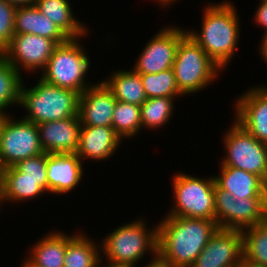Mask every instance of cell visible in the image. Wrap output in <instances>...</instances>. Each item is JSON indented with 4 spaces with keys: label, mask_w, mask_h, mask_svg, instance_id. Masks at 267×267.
Listing matches in <instances>:
<instances>
[{
    "label": "cell",
    "mask_w": 267,
    "mask_h": 267,
    "mask_svg": "<svg viewBox=\"0 0 267 267\" xmlns=\"http://www.w3.org/2000/svg\"><path fill=\"white\" fill-rule=\"evenodd\" d=\"M261 38L262 40L260 39V44H258V49L260 50L258 53L267 65V34H263Z\"/></svg>",
    "instance_id": "34"
},
{
    "label": "cell",
    "mask_w": 267,
    "mask_h": 267,
    "mask_svg": "<svg viewBox=\"0 0 267 267\" xmlns=\"http://www.w3.org/2000/svg\"><path fill=\"white\" fill-rule=\"evenodd\" d=\"M81 122L79 115L37 124L40 144L45 153H76Z\"/></svg>",
    "instance_id": "17"
},
{
    "label": "cell",
    "mask_w": 267,
    "mask_h": 267,
    "mask_svg": "<svg viewBox=\"0 0 267 267\" xmlns=\"http://www.w3.org/2000/svg\"><path fill=\"white\" fill-rule=\"evenodd\" d=\"M116 99L101 80L87 88L79 97L78 115L82 126L112 127Z\"/></svg>",
    "instance_id": "15"
},
{
    "label": "cell",
    "mask_w": 267,
    "mask_h": 267,
    "mask_svg": "<svg viewBox=\"0 0 267 267\" xmlns=\"http://www.w3.org/2000/svg\"><path fill=\"white\" fill-rule=\"evenodd\" d=\"M17 7L0 0V53L15 35L14 20Z\"/></svg>",
    "instance_id": "31"
},
{
    "label": "cell",
    "mask_w": 267,
    "mask_h": 267,
    "mask_svg": "<svg viewBox=\"0 0 267 267\" xmlns=\"http://www.w3.org/2000/svg\"><path fill=\"white\" fill-rule=\"evenodd\" d=\"M81 38L69 39L59 44L53 51L40 78L49 84L67 88L82 94L90 84L87 79L90 69V58L85 52Z\"/></svg>",
    "instance_id": "5"
},
{
    "label": "cell",
    "mask_w": 267,
    "mask_h": 267,
    "mask_svg": "<svg viewBox=\"0 0 267 267\" xmlns=\"http://www.w3.org/2000/svg\"><path fill=\"white\" fill-rule=\"evenodd\" d=\"M258 7L253 17L254 23L264 29L263 34H267V0H259Z\"/></svg>",
    "instance_id": "33"
},
{
    "label": "cell",
    "mask_w": 267,
    "mask_h": 267,
    "mask_svg": "<svg viewBox=\"0 0 267 267\" xmlns=\"http://www.w3.org/2000/svg\"><path fill=\"white\" fill-rule=\"evenodd\" d=\"M173 70L177 87L184 96L206 89L223 72L187 33L180 39Z\"/></svg>",
    "instance_id": "6"
},
{
    "label": "cell",
    "mask_w": 267,
    "mask_h": 267,
    "mask_svg": "<svg viewBox=\"0 0 267 267\" xmlns=\"http://www.w3.org/2000/svg\"><path fill=\"white\" fill-rule=\"evenodd\" d=\"M4 203L3 201V197H2V193H1V190H0V208L3 206L2 204ZM1 211V209H0Z\"/></svg>",
    "instance_id": "41"
},
{
    "label": "cell",
    "mask_w": 267,
    "mask_h": 267,
    "mask_svg": "<svg viewBox=\"0 0 267 267\" xmlns=\"http://www.w3.org/2000/svg\"><path fill=\"white\" fill-rule=\"evenodd\" d=\"M214 194L219 229L243 231L267 219V197H234L216 184Z\"/></svg>",
    "instance_id": "10"
},
{
    "label": "cell",
    "mask_w": 267,
    "mask_h": 267,
    "mask_svg": "<svg viewBox=\"0 0 267 267\" xmlns=\"http://www.w3.org/2000/svg\"><path fill=\"white\" fill-rule=\"evenodd\" d=\"M0 190L4 204L29 202L48 192V179H31L25 177L15 166L0 170Z\"/></svg>",
    "instance_id": "19"
},
{
    "label": "cell",
    "mask_w": 267,
    "mask_h": 267,
    "mask_svg": "<svg viewBox=\"0 0 267 267\" xmlns=\"http://www.w3.org/2000/svg\"><path fill=\"white\" fill-rule=\"evenodd\" d=\"M79 97L74 90L57 87L40 78L30 88L23 82L19 107L26 110L23 119L40 124L77 116Z\"/></svg>",
    "instance_id": "4"
},
{
    "label": "cell",
    "mask_w": 267,
    "mask_h": 267,
    "mask_svg": "<svg viewBox=\"0 0 267 267\" xmlns=\"http://www.w3.org/2000/svg\"><path fill=\"white\" fill-rule=\"evenodd\" d=\"M154 1L156 4H158V6L160 5V7L162 6V8H169L170 5H173L176 0H152Z\"/></svg>",
    "instance_id": "37"
},
{
    "label": "cell",
    "mask_w": 267,
    "mask_h": 267,
    "mask_svg": "<svg viewBox=\"0 0 267 267\" xmlns=\"http://www.w3.org/2000/svg\"><path fill=\"white\" fill-rule=\"evenodd\" d=\"M13 119L12 114L0 118V170L44 153L37 124L23 119L22 116L20 119Z\"/></svg>",
    "instance_id": "9"
},
{
    "label": "cell",
    "mask_w": 267,
    "mask_h": 267,
    "mask_svg": "<svg viewBox=\"0 0 267 267\" xmlns=\"http://www.w3.org/2000/svg\"><path fill=\"white\" fill-rule=\"evenodd\" d=\"M57 46L55 41L42 36L15 34L1 54L20 74L23 70L25 73L39 74L46 67Z\"/></svg>",
    "instance_id": "12"
},
{
    "label": "cell",
    "mask_w": 267,
    "mask_h": 267,
    "mask_svg": "<svg viewBox=\"0 0 267 267\" xmlns=\"http://www.w3.org/2000/svg\"><path fill=\"white\" fill-rule=\"evenodd\" d=\"M122 138L112 127H80L79 146L76 151L82 160L106 161L120 148Z\"/></svg>",
    "instance_id": "18"
},
{
    "label": "cell",
    "mask_w": 267,
    "mask_h": 267,
    "mask_svg": "<svg viewBox=\"0 0 267 267\" xmlns=\"http://www.w3.org/2000/svg\"><path fill=\"white\" fill-rule=\"evenodd\" d=\"M176 98L179 99V97L147 98L140 106L142 130L147 128L154 131L168 124L174 114Z\"/></svg>",
    "instance_id": "27"
},
{
    "label": "cell",
    "mask_w": 267,
    "mask_h": 267,
    "mask_svg": "<svg viewBox=\"0 0 267 267\" xmlns=\"http://www.w3.org/2000/svg\"><path fill=\"white\" fill-rule=\"evenodd\" d=\"M15 34H34L52 39L58 45L70 38L47 16L42 14L37 6L17 7L14 20Z\"/></svg>",
    "instance_id": "21"
},
{
    "label": "cell",
    "mask_w": 267,
    "mask_h": 267,
    "mask_svg": "<svg viewBox=\"0 0 267 267\" xmlns=\"http://www.w3.org/2000/svg\"><path fill=\"white\" fill-rule=\"evenodd\" d=\"M135 219L118 226L100 241L101 261L114 266L137 267L141 259L148 253L150 262L158 259V225L150 229L147 220ZM146 222V223H145ZM147 252V253H146ZM106 259V260H105Z\"/></svg>",
    "instance_id": "3"
},
{
    "label": "cell",
    "mask_w": 267,
    "mask_h": 267,
    "mask_svg": "<svg viewBox=\"0 0 267 267\" xmlns=\"http://www.w3.org/2000/svg\"><path fill=\"white\" fill-rule=\"evenodd\" d=\"M45 235L30 247L25 258L38 267H64L67 233L50 230Z\"/></svg>",
    "instance_id": "23"
},
{
    "label": "cell",
    "mask_w": 267,
    "mask_h": 267,
    "mask_svg": "<svg viewBox=\"0 0 267 267\" xmlns=\"http://www.w3.org/2000/svg\"><path fill=\"white\" fill-rule=\"evenodd\" d=\"M163 217L157 223V262L165 267H190L219 229L215 220Z\"/></svg>",
    "instance_id": "1"
},
{
    "label": "cell",
    "mask_w": 267,
    "mask_h": 267,
    "mask_svg": "<svg viewBox=\"0 0 267 267\" xmlns=\"http://www.w3.org/2000/svg\"><path fill=\"white\" fill-rule=\"evenodd\" d=\"M233 267H261L242 257Z\"/></svg>",
    "instance_id": "36"
},
{
    "label": "cell",
    "mask_w": 267,
    "mask_h": 267,
    "mask_svg": "<svg viewBox=\"0 0 267 267\" xmlns=\"http://www.w3.org/2000/svg\"><path fill=\"white\" fill-rule=\"evenodd\" d=\"M242 257V231L218 229L190 267H233Z\"/></svg>",
    "instance_id": "14"
},
{
    "label": "cell",
    "mask_w": 267,
    "mask_h": 267,
    "mask_svg": "<svg viewBox=\"0 0 267 267\" xmlns=\"http://www.w3.org/2000/svg\"><path fill=\"white\" fill-rule=\"evenodd\" d=\"M82 233H67L64 267H97L101 262L100 242L97 244Z\"/></svg>",
    "instance_id": "25"
},
{
    "label": "cell",
    "mask_w": 267,
    "mask_h": 267,
    "mask_svg": "<svg viewBox=\"0 0 267 267\" xmlns=\"http://www.w3.org/2000/svg\"><path fill=\"white\" fill-rule=\"evenodd\" d=\"M35 6L70 39H83V37H88V34L90 35L88 26L75 17L69 0H35Z\"/></svg>",
    "instance_id": "22"
},
{
    "label": "cell",
    "mask_w": 267,
    "mask_h": 267,
    "mask_svg": "<svg viewBox=\"0 0 267 267\" xmlns=\"http://www.w3.org/2000/svg\"><path fill=\"white\" fill-rule=\"evenodd\" d=\"M243 257L267 267V219L242 231Z\"/></svg>",
    "instance_id": "28"
},
{
    "label": "cell",
    "mask_w": 267,
    "mask_h": 267,
    "mask_svg": "<svg viewBox=\"0 0 267 267\" xmlns=\"http://www.w3.org/2000/svg\"><path fill=\"white\" fill-rule=\"evenodd\" d=\"M146 265H143L142 267H165L160 265L158 262L156 264H152L151 262L145 263Z\"/></svg>",
    "instance_id": "39"
},
{
    "label": "cell",
    "mask_w": 267,
    "mask_h": 267,
    "mask_svg": "<svg viewBox=\"0 0 267 267\" xmlns=\"http://www.w3.org/2000/svg\"><path fill=\"white\" fill-rule=\"evenodd\" d=\"M187 29L168 25L152 36L139 54L132 69L138 74H157L173 68L176 50Z\"/></svg>",
    "instance_id": "11"
},
{
    "label": "cell",
    "mask_w": 267,
    "mask_h": 267,
    "mask_svg": "<svg viewBox=\"0 0 267 267\" xmlns=\"http://www.w3.org/2000/svg\"><path fill=\"white\" fill-rule=\"evenodd\" d=\"M225 132L222 143L226 156L220 164L256 174L267 183V144L258 141L235 120Z\"/></svg>",
    "instance_id": "8"
},
{
    "label": "cell",
    "mask_w": 267,
    "mask_h": 267,
    "mask_svg": "<svg viewBox=\"0 0 267 267\" xmlns=\"http://www.w3.org/2000/svg\"><path fill=\"white\" fill-rule=\"evenodd\" d=\"M21 267H38L33 265L27 258L23 260Z\"/></svg>",
    "instance_id": "38"
},
{
    "label": "cell",
    "mask_w": 267,
    "mask_h": 267,
    "mask_svg": "<svg viewBox=\"0 0 267 267\" xmlns=\"http://www.w3.org/2000/svg\"><path fill=\"white\" fill-rule=\"evenodd\" d=\"M76 153H46L48 193L66 195L81 183L85 171Z\"/></svg>",
    "instance_id": "16"
},
{
    "label": "cell",
    "mask_w": 267,
    "mask_h": 267,
    "mask_svg": "<svg viewBox=\"0 0 267 267\" xmlns=\"http://www.w3.org/2000/svg\"><path fill=\"white\" fill-rule=\"evenodd\" d=\"M112 128L123 139H133L142 130L140 106L116 101Z\"/></svg>",
    "instance_id": "29"
},
{
    "label": "cell",
    "mask_w": 267,
    "mask_h": 267,
    "mask_svg": "<svg viewBox=\"0 0 267 267\" xmlns=\"http://www.w3.org/2000/svg\"><path fill=\"white\" fill-rule=\"evenodd\" d=\"M147 98L183 97L179 91L173 68L157 74H140Z\"/></svg>",
    "instance_id": "30"
},
{
    "label": "cell",
    "mask_w": 267,
    "mask_h": 267,
    "mask_svg": "<svg viewBox=\"0 0 267 267\" xmlns=\"http://www.w3.org/2000/svg\"><path fill=\"white\" fill-rule=\"evenodd\" d=\"M231 1L207 3L203 10L201 30L187 34L223 71L232 61L240 39V19ZM201 31V32H200Z\"/></svg>",
    "instance_id": "2"
},
{
    "label": "cell",
    "mask_w": 267,
    "mask_h": 267,
    "mask_svg": "<svg viewBox=\"0 0 267 267\" xmlns=\"http://www.w3.org/2000/svg\"><path fill=\"white\" fill-rule=\"evenodd\" d=\"M6 1L15 7H24L35 4V0H6Z\"/></svg>",
    "instance_id": "35"
},
{
    "label": "cell",
    "mask_w": 267,
    "mask_h": 267,
    "mask_svg": "<svg viewBox=\"0 0 267 267\" xmlns=\"http://www.w3.org/2000/svg\"><path fill=\"white\" fill-rule=\"evenodd\" d=\"M173 206L164 216L215 220V180L176 173L172 177Z\"/></svg>",
    "instance_id": "7"
},
{
    "label": "cell",
    "mask_w": 267,
    "mask_h": 267,
    "mask_svg": "<svg viewBox=\"0 0 267 267\" xmlns=\"http://www.w3.org/2000/svg\"><path fill=\"white\" fill-rule=\"evenodd\" d=\"M215 184L234 197H267V183L258 175L242 169L220 165Z\"/></svg>",
    "instance_id": "20"
},
{
    "label": "cell",
    "mask_w": 267,
    "mask_h": 267,
    "mask_svg": "<svg viewBox=\"0 0 267 267\" xmlns=\"http://www.w3.org/2000/svg\"><path fill=\"white\" fill-rule=\"evenodd\" d=\"M23 74L9 63L0 53V114H10V106L20 104L21 87L24 82Z\"/></svg>",
    "instance_id": "26"
},
{
    "label": "cell",
    "mask_w": 267,
    "mask_h": 267,
    "mask_svg": "<svg viewBox=\"0 0 267 267\" xmlns=\"http://www.w3.org/2000/svg\"><path fill=\"white\" fill-rule=\"evenodd\" d=\"M97 267H125V266H114V265H110L107 263H106V265L104 264V266H103L102 261H101Z\"/></svg>",
    "instance_id": "40"
},
{
    "label": "cell",
    "mask_w": 267,
    "mask_h": 267,
    "mask_svg": "<svg viewBox=\"0 0 267 267\" xmlns=\"http://www.w3.org/2000/svg\"><path fill=\"white\" fill-rule=\"evenodd\" d=\"M15 167L24 173L25 177L31 179H47L45 152L22 160Z\"/></svg>",
    "instance_id": "32"
},
{
    "label": "cell",
    "mask_w": 267,
    "mask_h": 267,
    "mask_svg": "<svg viewBox=\"0 0 267 267\" xmlns=\"http://www.w3.org/2000/svg\"><path fill=\"white\" fill-rule=\"evenodd\" d=\"M233 106L234 120L258 141L267 144V86L249 87Z\"/></svg>",
    "instance_id": "13"
},
{
    "label": "cell",
    "mask_w": 267,
    "mask_h": 267,
    "mask_svg": "<svg viewBox=\"0 0 267 267\" xmlns=\"http://www.w3.org/2000/svg\"><path fill=\"white\" fill-rule=\"evenodd\" d=\"M102 81L112 91L117 101L141 106L147 99L140 74L133 69H119Z\"/></svg>",
    "instance_id": "24"
}]
</instances>
